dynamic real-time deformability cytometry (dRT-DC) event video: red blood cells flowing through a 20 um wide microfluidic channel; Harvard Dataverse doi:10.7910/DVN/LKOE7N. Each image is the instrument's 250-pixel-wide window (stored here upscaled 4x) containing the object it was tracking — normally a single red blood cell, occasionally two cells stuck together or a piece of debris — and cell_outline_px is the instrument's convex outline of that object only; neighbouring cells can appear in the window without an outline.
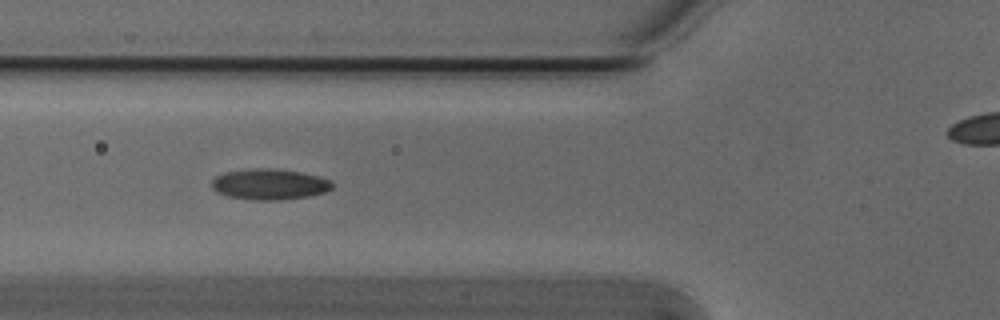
{"species": "Egyptian fruit bat (a non-hibernating species)", "species_latin": "Rousettus aegyptiacus", "temperature_condition": "cold", "stored_images_in_passage": 54, "camera_frame_rate_fps": 3000, "um_per_image_px": 0.085, "animal": {"sex": "male"}, "frame": {"image": 1, "passage_image": 19, "time_ms": 6.0, "image_size_px": [1000, 320], "cell_outline_px": [[332, 188], [324, 192], [312, 196], [280, 200], [252, 200], [228, 196], [216, 192], [212, 188], [212, 180], [216, 176], [224, 172], [256, 168], [268, 168], [300, 172], [320, 176], [332, 180]], "centroid_in_image_um": [22.92, 15.67], "position_along_channel_um": 102.9, "area_um2": 21.73}}
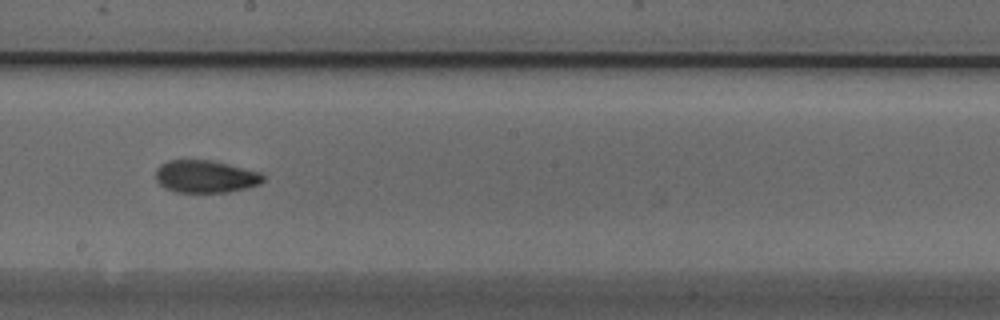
{"frame": {"image": 2, "passage_image": 29, "time_ms": 9.333, "image_size_px": [1000, 320], "cell_outline_px": [[264, 180], [260, 184], [248, 188], [228, 192], [176, 192], [164, 188], [156, 180], [156, 168], [160, 164], [168, 160], [208, 160], [228, 164], [260, 172], [264, 176]], "centroid_in_image_um": [17.46, 15.01], "position_along_channel_um": 230.7, "area_um2": 20.4}}
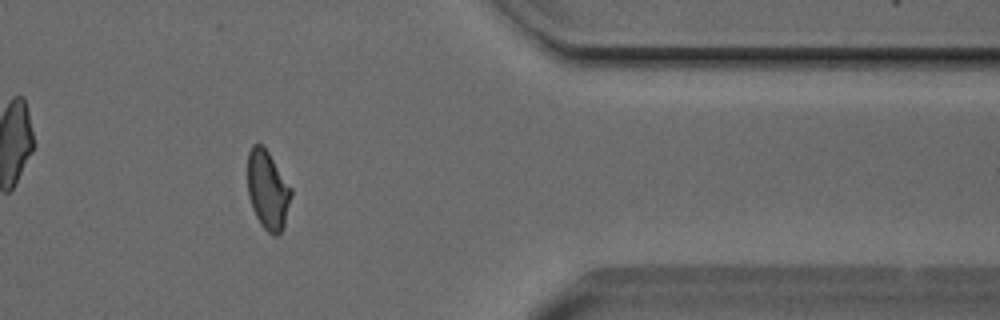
{"frame": {"image": 3, "passage_image": 43, "time_ms": 14.0, "image_size_px": [1000, 320], "cell_outline_px": [[292, 196], [284, 224], [280, 232], [276, 236], [272, 236], [260, 224], [252, 208], [248, 196], [248, 152], [252, 144], [260, 144], [268, 152], [292, 188]], "centroid_in_image_um": [22.75, 16.16], "position_along_channel_um": 388.6, "area_um2": 19.94}, "authors_computed_cell_mechanics": {"area_um2": 20.3167, "velocity_mm_per_s": 3.8376, "shape_relaxation_time_tau1_ms": 6.5256, "shape_relaxation_time_tau2_ms": 3.9163, "deformation_change_tau1": 0.1545, "deformation_change_tau2": 0.0933}}